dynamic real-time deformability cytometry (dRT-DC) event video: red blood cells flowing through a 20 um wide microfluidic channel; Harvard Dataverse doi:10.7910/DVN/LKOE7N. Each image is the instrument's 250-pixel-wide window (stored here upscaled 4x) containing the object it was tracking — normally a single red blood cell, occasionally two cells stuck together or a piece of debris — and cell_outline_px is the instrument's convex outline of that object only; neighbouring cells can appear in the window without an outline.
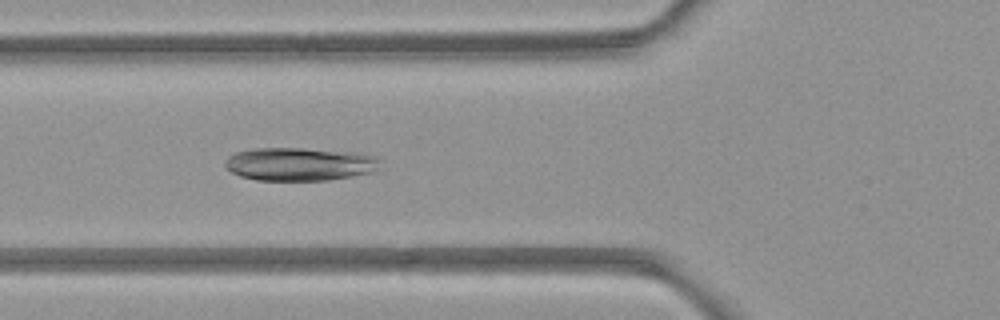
{"species": "common noctule bat (a hibernating species)", "species_latin": "Nyctalus noctula", "temperature_condition": "room temperature", "stored_images_in_passage": 7, "camera_frame_rate_fps": 3000, "um_per_image_px": 0.085, "animal": {"sex": "female", "body_mass_g": 21.9}, "frame": {"image": 1, "passage_image": 5, "time_ms": 5.333, "image_size_px": [1000, 320], "cell_outline_px": [[380, 168], [372, 172], [352, 176], [328, 180], [256, 180], [240, 176], [232, 172], [224, 164], [224, 160], [228, 156], [236, 152], [256, 148], [304, 148], [356, 152], [376, 156], [380, 160]], "centroid_in_image_um": [25.49, 13.94], "position_along_channel_um": 100.3, "area_um2": 30.17}}
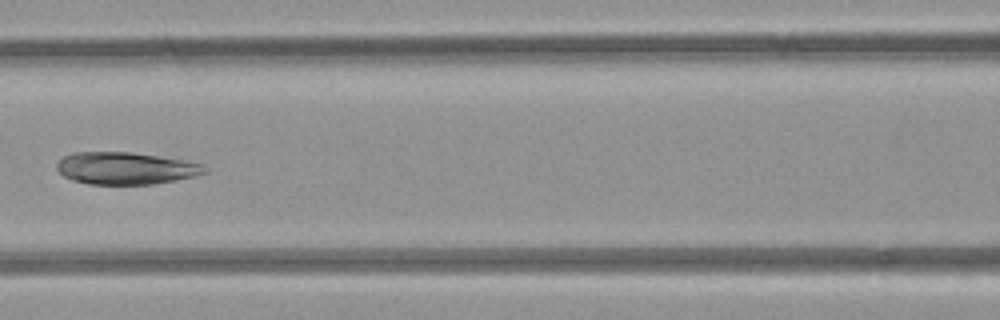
{"frame": {"image": 2, "passage_image": 6, "time_ms": 6.667, "image_size_px": [1000, 320], "cell_outline_px": [[208, 172], [176, 180], [152, 184], [88, 184], [72, 180], [64, 176], [56, 168], [56, 164], [64, 156], [72, 152], [132, 152], [180, 160], [200, 164], [208, 168]], "centroid_in_image_um": [10.63, 14.3], "position_along_channel_um": 156.0, "area_um2": 27.46}}
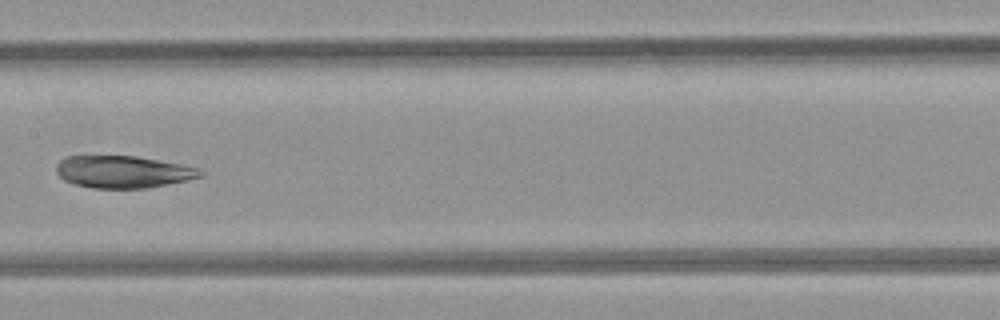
{"frame": {"image": 3, "passage_image": 7, "time_ms": 7.667, "image_size_px": [1000, 320], "cell_outline_px": [[204, 176], [168, 184], [148, 188], [92, 188], [72, 184], [64, 180], [56, 172], [56, 164], [64, 156], [136, 156], [180, 164], [200, 168], [204, 172]], "centroid_in_image_um": [10.45, 14.61], "position_along_channel_um": 196.9, "area_um2": 27.17}}